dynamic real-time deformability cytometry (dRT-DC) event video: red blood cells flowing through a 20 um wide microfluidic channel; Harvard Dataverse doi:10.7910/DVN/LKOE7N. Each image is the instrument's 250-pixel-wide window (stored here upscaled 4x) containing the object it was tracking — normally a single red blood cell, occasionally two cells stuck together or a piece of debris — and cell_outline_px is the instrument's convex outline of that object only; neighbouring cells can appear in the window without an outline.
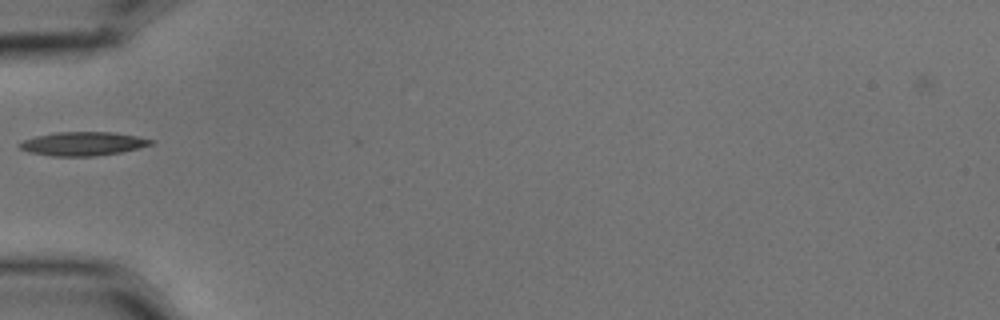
{"species": "common noctule bat (a hibernating species)", "species_latin": "Nyctalus noctula", "temperature_condition": "cold", "stored_images_in_passage": 1, "camera_frame_rate_fps": 3000, "um_per_image_px": 0.085, "animal": {"sex": "male", "body_mass_g": 15.6}, "frame": {"image": 1, "passage_image": 1, "time_ms": 0.0, "image_size_px": [1000, 320], "cell_outline_px": [[156, 140], [152, 144], [120, 152], [96, 156], [52, 156], [28, 152], [20, 148], [16, 144], [24, 140], [36, 136], [56, 132], [112, 132], [136, 136]], "centroid_in_image_um": [7.02, 12.21], "position_along_channel_um": 78.0, "area_um2": 18.09}}